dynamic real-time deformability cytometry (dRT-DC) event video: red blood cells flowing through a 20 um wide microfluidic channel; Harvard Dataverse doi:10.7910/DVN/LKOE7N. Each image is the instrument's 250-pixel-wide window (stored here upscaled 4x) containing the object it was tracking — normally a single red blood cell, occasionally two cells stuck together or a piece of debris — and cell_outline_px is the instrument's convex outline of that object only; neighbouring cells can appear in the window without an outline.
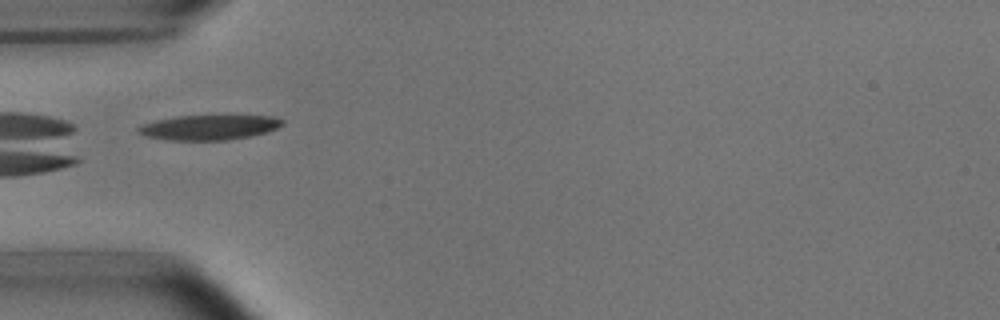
{"species": "common noctule bat (a hibernating species)", "species_latin": "Nyctalus noctula", "temperature_condition": "room temperature", "stored_images_in_passage": 15, "camera_frame_rate_fps": 3000, "um_per_image_px": 0.085, "animal": {"sex": "male", "body_mass_g": 15.6}, "frame": {"image": 1, "passage_image": 5, "time_ms": 5.667, "image_size_px": [1000, 320], "cell_outline_px": [[284, 124], [268, 132], [252, 136], [228, 140], [172, 140], [144, 136], [136, 132], [136, 128], [140, 124], [156, 120], [176, 116], [276, 116], [284, 120]], "centroid_in_image_um": [17.76, 10.83], "position_along_channel_um": 67.2, "area_um2": 21.1}}
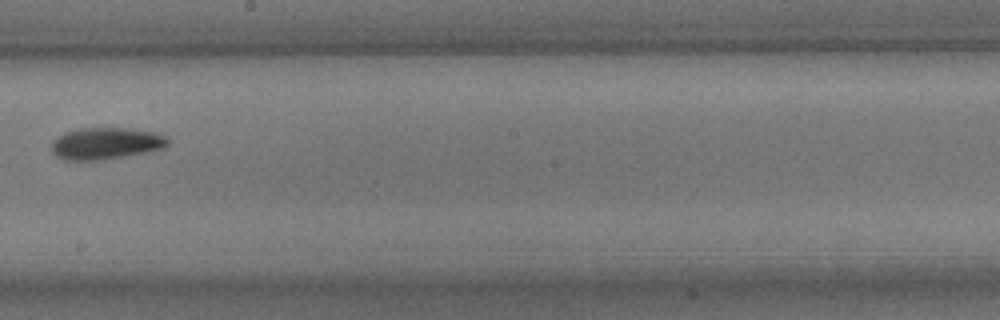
{"frame": {"image": 2, "passage_image": 9, "time_ms": 10.333, "image_size_px": [1000, 320], "cell_outline_px": [[172, 140], [164, 148], [104, 160], [64, 160], [56, 156], [52, 152], [52, 140], [64, 132], [80, 128], [132, 128], [152, 132], [168, 136]], "centroid_in_image_um": [9.01, 12.18], "position_along_channel_um": 239.2, "area_um2": 21.73}}
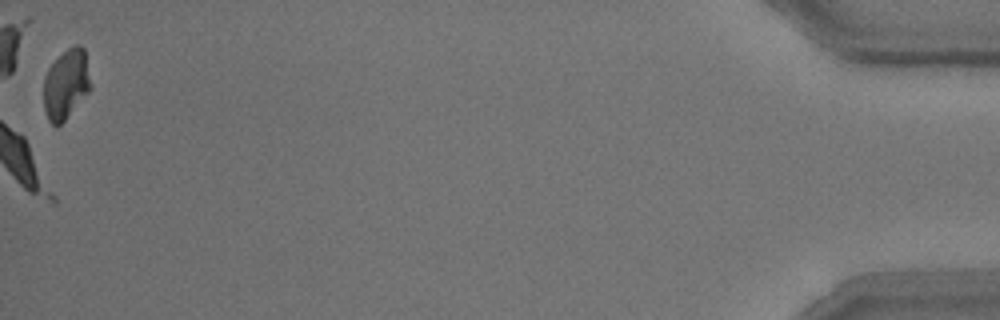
{"frame": {"image": 3, "passage_image": 15, "time_ms": 18.0, "image_size_px": [1000, 320], "cell_outline_px": [[92, 88], [64, 120], [60, 124], [52, 124], [48, 120], [44, 108], [44, 76], [48, 68], [68, 48], [76, 44], [80, 44], [84, 48]], "centroid_in_image_um": [5.62, 7.14], "position_along_channel_um": 429.6, "area_um2": 18.9}, "authors_computed_cell_mechanics": {"area_um2": 21.6172, "velocity_mm_per_s": 3.6812, "shape_relaxation_time_tau1_ms": 6.0645, "shape_relaxation_time_tau2_ms": 3.671, "deformation_change_tau1": 0.1536, "deformation_change_tau2": 0.0976}}